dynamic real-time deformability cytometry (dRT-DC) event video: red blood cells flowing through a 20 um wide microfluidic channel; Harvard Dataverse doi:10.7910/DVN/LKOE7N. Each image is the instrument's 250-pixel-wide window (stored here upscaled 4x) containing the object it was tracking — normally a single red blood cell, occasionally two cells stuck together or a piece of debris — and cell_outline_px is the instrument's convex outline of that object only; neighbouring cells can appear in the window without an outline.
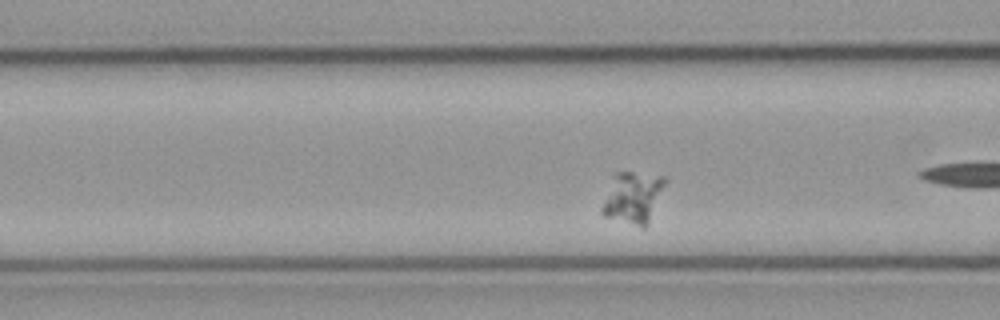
{"species": "common noctule bat (a hibernating species)", "species_latin": "Nyctalus noctula", "temperature_condition": "cold", "stored_images_in_passage": 8, "camera_frame_rate_fps": 3000, "um_per_image_px": 0.085, "animal": {"sex": "male", "body_mass_g": 23.1, "forearm_length_mm": 52.7}, "frame": {"image": 1, "passage_image": 4, "time_ms": 1.0, "image_size_px": [1000, 320], "cell_outline_px": [[668, 180], [648, 224], [644, 228], [604, 216], [600, 212], [600, 208], [616, 172], [632, 172], [664, 176]], "centroid_in_image_um": [53.82, 16.79], "position_along_channel_um": 112.8, "area_um2": 18.84}}